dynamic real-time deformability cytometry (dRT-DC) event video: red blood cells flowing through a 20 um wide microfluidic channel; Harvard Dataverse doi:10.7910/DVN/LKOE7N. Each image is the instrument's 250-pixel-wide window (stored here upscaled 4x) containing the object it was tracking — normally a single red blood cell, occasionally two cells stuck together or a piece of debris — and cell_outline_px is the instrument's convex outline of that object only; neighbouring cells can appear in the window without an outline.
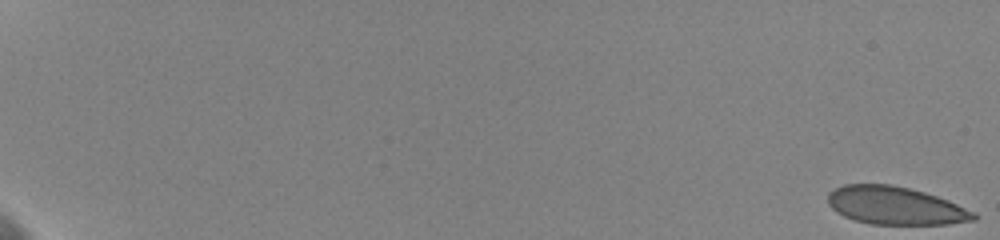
{"species": "human", "species_latin": "Homo sapiens", "temperature_condition": "cold", "stored_images_in_passage": 13, "camera_frame_rate_fps": 3000, "um_per_image_px": 0.085, "donor": {"sex": "female"}, "frame": {"image": 1, "passage_image": 1, "time_ms": 0.0, "image_size_px": [1000, 240], "cell_outline_px": [[976, 220], [948, 224], [872, 224], [856, 220], [844, 216], [836, 212], [828, 204], [828, 192], [844, 184], [888, 184], [908, 188], [924, 192], [948, 200], [976, 212]], "centroid_in_image_um": [76.11, 17.48], "position_along_channel_um": 8.9, "area_um2": 32.14}}
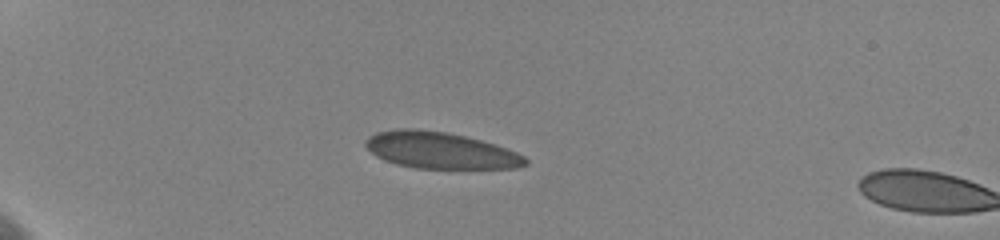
{"frame": {"image": 2, "passage_image": 12, "time_ms": 6.0, "image_size_px": [1000, 240], "cell_outline_px": [[528, 164], [516, 168], [416, 168], [396, 164], [384, 160], [376, 156], [364, 144], [364, 140], [368, 136], [376, 132], [396, 128], [412, 128], [448, 132], [496, 144], [508, 148], [524, 156], [528, 160]], "centroid_in_image_um": [37.41, 12.77], "position_along_channel_um": 47.6, "area_um2": 34.16}}